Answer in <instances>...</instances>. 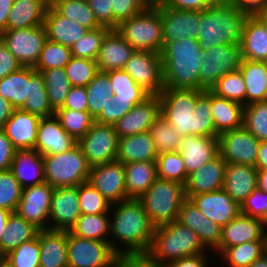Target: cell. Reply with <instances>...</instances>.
<instances>
[{
    "instance_id": "68",
    "label": "cell",
    "mask_w": 267,
    "mask_h": 267,
    "mask_svg": "<svg viewBox=\"0 0 267 267\" xmlns=\"http://www.w3.org/2000/svg\"><path fill=\"white\" fill-rule=\"evenodd\" d=\"M235 3L242 12L249 15H256L258 13L267 11V0H229Z\"/></svg>"
},
{
    "instance_id": "65",
    "label": "cell",
    "mask_w": 267,
    "mask_h": 267,
    "mask_svg": "<svg viewBox=\"0 0 267 267\" xmlns=\"http://www.w3.org/2000/svg\"><path fill=\"white\" fill-rule=\"evenodd\" d=\"M219 0H164L163 3L176 10L202 11L216 4Z\"/></svg>"
},
{
    "instance_id": "36",
    "label": "cell",
    "mask_w": 267,
    "mask_h": 267,
    "mask_svg": "<svg viewBox=\"0 0 267 267\" xmlns=\"http://www.w3.org/2000/svg\"><path fill=\"white\" fill-rule=\"evenodd\" d=\"M210 107L215 131L220 134L243 126L244 106L210 91Z\"/></svg>"
},
{
    "instance_id": "47",
    "label": "cell",
    "mask_w": 267,
    "mask_h": 267,
    "mask_svg": "<svg viewBox=\"0 0 267 267\" xmlns=\"http://www.w3.org/2000/svg\"><path fill=\"white\" fill-rule=\"evenodd\" d=\"M156 163L158 178L186 185L189 175L179 151L158 154Z\"/></svg>"
},
{
    "instance_id": "52",
    "label": "cell",
    "mask_w": 267,
    "mask_h": 267,
    "mask_svg": "<svg viewBox=\"0 0 267 267\" xmlns=\"http://www.w3.org/2000/svg\"><path fill=\"white\" fill-rule=\"evenodd\" d=\"M243 126L259 141H267V101L244 106Z\"/></svg>"
},
{
    "instance_id": "34",
    "label": "cell",
    "mask_w": 267,
    "mask_h": 267,
    "mask_svg": "<svg viewBox=\"0 0 267 267\" xmlns=\"http://www.w3.org/2000/svg\"><path fill=\"white\" fill-rule=\"evenodd\" d=\"M156 151L149 131L118 138L116 161L123 164L138 161H156Z\"/></svg>"
},
{
    "instance_id": "63",
    "label": "cell",
    "mask_w": 267,
    "mask_h": 267,
    "mask_svg": "<svg viewBox=\"0 0 267 267\" xmlns=\"http://www.w3.org/2000/svg\"><path fill=\"white\" fill-rule=\"evenodd\" d=\"M59 109H73L88 112V96L85 87L72 86L64 105Z\"/></svg>"
},
{
    "instance_id": "19",
    "label": "cell",
    "mask_w": 267,
    "mask_h": 267,
    "mask_svg": "<svg viewBox=\"0 0 267 267\" xmlns=\"http://www.w3.org/2000/svg\"><path fill=\"white\" fill-rule=\"evenodd\" d=\"M111 204L128 200L124 164L113 161L91 167L88 180Z\"/></svg>"
},
{
    "instance_id": "13",
    "label": "cell",
    "mask_w": 267,
    "mask_h": 267,
    "mask_svg": "<svg viewBox=\"0 0 267 267\" xmlns=\"http://www.w3.org/2000/svg\"><path fill=\"white\" fill-rule=\"evenodd\" d=\"M77 144L90 167L116 161L118 135L113 125L94 122Z\"/></svg>"
},
{
    "instance_id": "22",
    "label": "cell",
    "mask_w": 267,
    "mask_h": 267,
    "mask_svg": "<svg viewBox=\"0 0 267 267\" xmlns=\"http://www.w3.org/2000/svg\"><path fill=\"white\" fill-rule=\"evenodd\" d=\"M190 199L205 217L221 227L241 213V206L224 189L196 194Z\"/></svg>"
},
{
    "instance_id": "17",
    "label": "cell",
    "mask_w": 267,
    "mask_h": 267,
    "mask_svg": "<svg viewBox=\"0 0 267 267\" xmlns=\"http://www.w3.org/2000/svg\"><path fill=\"white\" fill-rule=\"evenodd\" d=\"M160 17L162 20V49L170 42L183 38L198 40L201 11L176 10L160 2Z\"/></svg>"
},
{
    "instance_id": "29",
    "label": "cell",
    "mask_w": 267,
    "mask_h": 267,
    "mask_svg": "<svg viewBox=\"0 0 267 267\" xmlns=\"http://www.w3.org/2000/svg\"><path fill=\"white\" fill-rule=\"evenodd\" d=\"M223 189L240 206L257 189L256 167L243 164H227Z\"/></svg>"
},
{
    "instance_id": "9",
    "label": "cell",
    "mask_w": 267,
    "mask_h": 267,
    "mask_svg": "<svg viewBox=\"0 0 267 267\" xmlns=\"http://www.w3.org/2000/svg\"><path fill=\"white\" fill-rule=\"evenodd\" d=\"M204 93L200 89H164L159 94L161 116L182 137L195 136V113L197 99Z\"/></svg>"
},
{
    "instance_id": "44",
    "label": "cell",
    "mask_w": 267,
    "mask_h": 267,
    "mask_svg": "<svg viewBox=\"0 0 267 267\" xmlns=\"http://www.w3.org/2000/svg\"><path fill=\"white\" fill-rule=\"evenodd\" d=\"M88 96V112L95 118L109 103H112L113 88L107 72L98 71L85 87Z\"/></svg>"
},
{
    "instance_id": "60",
    "label": "cell",
    "mask_w": 267,
    "mask_h": 267,
    "mask_svg": "<svg viewBox=\"0 0 267 267\" xmlns=\"http://www.w3.org/2000/svg\"><path fill=\"white\" fill-rule=\"evenodd\" d=\"M241 213L263 219L267 226V193L254 190L241 205Z\"/></svg>"
},
{
    "instance_id": "61",
    "label": "cell",
    "mask_w": 267,
    "mask_h": 267,
    "mask_svg": "<svg viewBox=\"0 0 267 267\" xmlns=\"http://www.w3.org/2000/svg\"><path fill=\"white\" fill-rule=\"evenodd\" d=\"M115 267H166L154 260L148 253L120 254Z\"/></svg>"
},
{
    "instance_id": "27",
    "label": "cell",
    "mask_w": 267,
    "mask_h": 267,
    "mask_svg": "<svg viewBox=\"0 0 267 267\" xmlns=\"http://www.w3.org/2000/svg\"><path fill=\"white\" fill-rule=\"evenodd\" d=\"M40 117L15 109L2 130L17 150L34 149Z\"/></svg>"
},
{
    "instance_id": "64",
    "label": "cell",
    "mask_w": 267,
    "mask_h": 267,
    "mask_svg": "<svg viewBox=\"0 0 267 267\" xmlns=\"http://www.w3.org/2000/svg\"><path fill=\"white\" fill-rule=\"evenodd\" d=\"M20 67L22 66L7 49L3 37L0 35V79L17 71Z\"/></svg>"
},
{
    "instance_id": "46",
    "label": "cell",
    "mask_w": 267,
    "mask_h": 267,
    "mask_svg": "<svg viewBox=\"0 0 267 267\" xmlns=\"http://www.w3.org/2000/svg\"><path fill=\"white\" fill-rule=\"evenodd\" d=\"M41 73L44 79L47 96L51 107L56 111L64 105L66 97L72 87L65 69L36 70Z\"/></svg>"
},
{
    "instance_id": "75",
    "label": "cell",
    "mask_w": 267,
    "mask_h": 267,
    "mask_svg": "<svg viewBox=\"0 0 267 267\" xmlns=\"http://www.w3.org/2000/svg\"><path fill=\"white\" fill-rule=\"evenodd\" d=\"M256 16L265 24L267 28V11L256 14Z\"/></svg>"
},
{
    "instance_id": "15",
    "label": "cell",
    "mask_w": 267,
    "mask_h": 267,
    "mask_svg": "<svg viewBox=\"0 0 267 267\" xmlns=\"http://www.w3.org/2000/svg\"><path fill=\"white\" fill-rule=\"evenodd\" d=\"M260 141L244 126L218 135L219 154L227 164L255 167Z\"/></svg>"
},
{
    "instance_id": "24",
    "label": "cell",
    "mask_w": 267,
    "mask_h": 267,
    "mask_svg": "<svg viewBox=\"0 0 267 267\" xmlns=\"http://www.w3.org/2000/svg\"><path fill=\"white\" fill-rule=\"evenodd\" d=\"M76 144L77 141L64 130L55 115L40 118L34 148L39 154L49 156L63 153Z\"/></svg>"
},
{
    "instance_id": "30",
    "label": "cell",
    "mask_w": 267,
    "mask_h": 267,
    "mask_svg": "<svg viewBox=\"0 0 267 267\" xmlns=\"http://www.w3.org/2000/svg\"><path fill=\"white\" fill-rule=\"evenodd\" d=\"M240 46L243 60L267 62V28L256 15L246 19Z\"/></svg>"
},
{
    "instance_id": "41",
    "label": "cell",
    "mask_w": 267,
    "mask_h": 267,
    "mask_svg": "<svg viewBox=\"0 0 267 267\" xmlns=\"http://www.w3.org/2000/svg\"><path fill=\"white\" fill-rule=\"evenodd\" d=\"M109 226V213L81 214L69 232L77 237L101 240L109 243Z\"/></svg>"
},
{
    "instance_id": "51",
    "label": "cell",
    "mask_w": 267,
    "mask_h": 267,
    "mask_svg": "<svg viewBox=\"0 0 267 267\" xmlns=\"http://www.w3.org/2000/svg\"><path fill=\"white\" fill-rule=\"evenodd\" d=\"M71 57L70 47L47 39L34 68L35 70L64 68L69 63Z\"/></svg>"
},
{
    "instance_id": "71",
    "label": "cell",
    "mask_w": 267,
    "mask_h": 267,
    "mask_svg": "<svg viewBox=\"0 0 267 267\" xmlns=\"http://www.w3.org/2000/svg\"><path fill=\"white\" fill-rule=\"evenodd\" d=\"M255 167L256 169H267V141H260Z\"/></svg>"
},
{
    "instance_id": "2",
    "label": "cell",
    "mask_w": 267,
    "mask_h": 267,
    "mask_svg": "<svg viewBox=\"0 0 267 267\" xmlns=\"http://www.w3.org/2000/svg\"><path fill=\"white\" fill-rule=\"evenodd\" d=\"M165 89H200V67L206 56L198 40L168 43L160 53Z\"/></svg>"
},
{
    "instance_id": "54",
    "label": "cell",
    "mask_w": 267,
    "mask_h": 267,
    "mask_svg": "<svg viewBox=\"0 0 267 267\" xmlns=\"http://www.w3.org/2000/svg\"><path fill=\"white\" fill-rule=\"evenodd\" d=\"M81 214L109 213L111 203L87 181L78 185Z\"/></svg>"
},
{
    "instance_id": "6",
    "label": "cell",
    "mask_w": 267,
    "mask_h": 267,
    "mask_svg": "<svg viewBox=\"0 0 267 267\" xmlns=\"http://www.w3.org/2000/svg\"><path fill=\"white\" fill-rule=\"evenodd\" d=\"M135 50L162 52L160 3L149 5L143 12L122 21L115 29Z\"/></svg>"
},
{
    "instance_id": "8",
    "label": "cell",
    "mask_w": 267,
    "mask_h": 267,
    "mask_svg": "<svg viewBox=\"0 0 267 267\" xmlns=\"http://www.w3.org/2000/svg\"><path fill=\"white\" fill-rule=\"evenodd\" d=\"M107 73L114 96L112 103L102 108L94 120L98 123L113 125L150 95L125 70H110Z\"/></svg>"
},
{
    "instance_id": "28",
    "label": "cell",
    "mask_w": 267,
    "mask_h": 267,
    "mask_svg": "<svg viewBox=\"0 0 267 267\" xmlns=\"http://www.w3.org/2000/svg\"><path fill=\"white\" fill-rule=\"evenodd\" d=\"M135 49L115 30L104 37L96 59L98 71L123 69Z\"/></svg>"
},
{
    "instance_id": "26",
    "label": "cell",
    "mask_w": 267,
    "mask_h": 267,
    "mask_svg": "<svg viewBox=\"0 0 267 267\" xmlns=\"http://www.w3.org/2000/svg\"><path fill=\"white\" fill-rule=\"evenodd\" d=\"M179 153L189 175L219 154L218 136H184Z\"/></svg>"
},
{
    "instance_id": "18",
    "label": "cell",
    "mask_w": 267,
    "mask_h": 267,
    "mask_svg": "<svg viewBox=\"0 0 267 267\" xmlns=\"http://www.w3.org/2000/svg\"><path fill=\"white\" fill-rule=\"evenodd\" d=\"M257 240H267L265 221L240 213L222 227L221 241L213 252L219 256L228 247Z\"/></svg>"
},
{
    "instance_id": "56",
    "label": "cell",
    "mask_w": 267,
    "mask_h": 267,
    "mask_svg": "<svg viewBox=\"0 0 267 267\" xmlns=\"http://www.w3.org/2000/svg\"><path fill=\"white\" fill-rule=\"evenodd\" d=\"M67 78L72 86L86 87L98 72L95 60L72 56L64 67Z\"/></svg>"
},
{
    "instance_id": "35",
    "label": "cell",
    "mask_w": 267,
    "mask_h": 267,
    "mask_svg": "<svg viewBox=\"0 0 267 267\" xmlns=\"http://www.w3.org/2000/svg\"><path fill=\"white\" fill-rule=\"evenodd\" d=\"M48 6L46 0H14L9 12L7 30L43 25Z\"/></svg>"
},
{
    "instance_id": "73",
    "label": "cell",
    "mask_w": 267,
    "mask_h": 267,
    "mask_svg": "<svg viewBox=\"0 0 267 267\" xmlns=\"http://www.w3.org/2000/svg\"><path fill=\"white\" fill-rule=\"evenodd\" d=\"M12 212L8 211L7 209L0 207V241L2 239V235L5 232V228L8 222V218Z\"/></svg>"
},
{
    "instance_id": "76",
    "label": "cell",
    "mask_w": 267,
    "mask_h": 267,
    "mask_svg": "<svg viewBox=\"0 0 267 267\" xmlns=\"http://www.w3.org/2000/svg\"><path fill=\"white\" fill-rule=\"evenodd\" d=\"M4 263V255L2 254L0 250V265Z\"/></svg>"
},
{
    "instance_id": "21",
    "label": "cell",
    "mask_w": 267,
    "mask_h": 267,
    "mask_svg": "<svg viewBox=\"0 0 267 267\" xmlns=\"http://www.w3.org/2000/svg\"><path fill=\"white\" fill-rule=\"evenodd\" d=\"M161 115V102L158 96H149L113 124L118 138L149 131Z\"/></svg>"
},
{
    "instance_id": "58",
    "label": "cell",
    "mask_w": 267,
    "mask_h": 267,
    "mask_svg": "<svg viewBox=\"0 0 267 267\" xmlns=\"http://www.w3.org/2000/svg\"><path fill=\"white\" fill-rule=\"evenodd\" d=\"M195 113V136H218L215 131L214 120L210 107V90H204V93L197 99L194 109Z\"/></svg>"
},
{
    "instance_id": "45",
    "label": "cell",
    "mask_w": 267,
    "mask_h": 267,
    "mask_svg": "<svg viewBox=\"0 0 267 267\" xmlns=\"http://www.w3.org/2000/svg\"><path fill=\"white\" fill-rule=\"evenodd\" d=\"M50 5L60 15L67 17L88 30L101 27L90 9L87 0H54Z\"/></svg>"
},
{
    "instance_id": "77",
    "label": "cell",
    "mask_w": 267,
    "mask_h": 267,
    "mask_svg": "<svg viewBox=\"0 0 267 267\" xmlns=\"http://www.w3.org/2000/svg\"><path fill=\"white\" fill-rule=\"evenodd\" d=\"M150 5H155V0H146Z\"/></svg>"
},
{
    "instance_id": "38",
    "label": "cell",
    "mask_w": 267,
    "mask_h": 267,
    "mask_svg": "<svg viewBox=\"0 0 267 267\" xmlns=\"http://www.w3.org/2000/svg\"><path fill=\"white\" fill-rule=\"evenodd\" d=\"M31 91V67L22 66L0 79V96L10 101L15 109H20Z\"/></svg>"
},
{
    "instance_id": "74",
    "label": "cell",
    "mask_w": 267,
    "mask_h": 267,
    "mask_svg": "<svg viewBox=\"0 0 267 267\" xmlns=\"http://www.w3.org/2000/svg\"><path fill=\"white\" fill-rule=\"evenodd\" d=\"M249 267H267V252L256 259Z\"/></svg>"
},
{
    "instance_id": "59",
    "label": "cell",
    "mask_w": 267,
    "mask_h": 267,
    "mask_svg": "<svg viewBox=\"0 0 267 267\" xmlns=\"http://www.w3.org/2000/svg\"><path fill=\"white\" fill-rule=\"evenodd\" d=\"M150 4L146 0H111L113 8V29L132 16L143 12Z\"/></svg>"
},
{
    "instance_id": "5",
    "label": "cell",
    "mask_w": 267,
    "mask_h": 267,
    "mask_svg": "<svg viewBox=\"0 0 267 267\" xmlns=\"http://www.w3.org/2000/svg\"><path fill=\"white\" fill-rule=\"evenodd\" d=\"M185 199L184 185L157 178L138 200L142 203L150 222L157 227L177 220Z\"/></svg>"
},
{
    "instance_id": "62",
    "label": "cell",
    "mask_w": 267,
    "mask_h": 267,
    "mask_svg": "<svg viewBox=\"0 0 267 267\" xmlns=\"http://www.w3.org/2000/svg\"><path fill=\"white\" fill-rule=\"evenodd\" d=\"M97 22L101 26L113 29V8L111 0H87Z\"/></svg>"
},
{
    "instance_id": "67",
    "label": "cell",
    "mask_w": 267,
    "mask_h": 267,
    "mask_svg": "<svg viewBox=\"0 0 267 267\" xmlns=\"http://www.w3.org/2000/svg\"><path fill=\"white\" fill-rule=\"evenodd\" d=\"M209 252L211 251L204 254L179 258L169 263L166 267H209Z\"/></svg>"
},
{
    "instance_id": "40",
    "label": "cell",
    "mask_w": 267,
    "mask_h": 267,
    "mask_svg": "<svg viewBox=\"0 0 267 267\" xmlns=\"http://www.w3.org/2000/svg\"><path fill=\"white\" fill-rule=\"evenodd\" d=\"M38 229L16 212L11 213L0 241V250L5 256L9 252L18 248L23 242L33 239L37 235Z\"/></svg>"
},
{
    "instance_id": "66",
    "label": "cell",
    "mask_w": 267,
    "mask_h": 267,
    "mask_svg": "<svg viewBox=\"0 0 267 267\" xmlns=\"http://www.w3.org/2000/svg\"><path fill=\"white\" fill-rule=\"evenodd\" d=\"M16 150L17 149L12 145L5 132L0 129V171L9 170L11 168Z\"/></svg>"
},
{
    "instance_id": "14",
    "label": "cell",
    "mask_w": 267,
    "mask_h": 267,
    "mask_svg": "<svg viewBox=\"0 0 267 267\" xmlns=\"http://www.w3.org/2000/svg\"><path fill=\"white\" fill-rule=\"evenodd\" d=\"M0 35L10 53L21 66L34 67L47 40L44 25L25 29L5 30Z\"/></svg>"
},
{
    "instance_id": "7",
    "label": "cell",
    "mask_w": 267,
    "mask_h": 267,
    "mask_svg": "<svg viewBox=\"0 0 267 267\" xmlns=\"http://www.w3.org/2000/svg\"><path fill=\"white\" fill-rule=\"evenodd\" d=\"M45 181L54 188L74 187L89 180L91 167L76 144L63 153L43 156Z\"/></svg>"
},
{
    "instance_id": "23",
    "label": "cell",
    "mask_w": 267,
    "mask_h": 267,
    "mask_svg": "<svg viewBox=\"0 0 267 267\" xmlns=\"http://www.w3.org/2000/svg\"><path fill=\"white\" fill-rule=\"evenodd\" d=\"M177 221L192 229L208 251L219 246L222 227L205 217L191 199L183 201Z\"/></svg>"
},
{
    "instance_id": "1",
    "label": "cell",
    "mask_w": 267,
    "mask_h": 267,
    "mask_svg": "<svg viewBox=\"0 0 267 267\" xmlns=\"http://www.w3.org/2000/svg\"><path fill=\"white\" fill-rule=\"evenodd\" d=\"M109 216V243L117 255L148 252L155 226L138 199L111 204Z\"/></svg>"
},
{
    "instance_id": "49",
    "label": "cell",
    "mask_w": 267,
    "mask_h": 267,
    "mask_svg": "<svg viewBox=\"0 0 267 267\" xmlns=\"http://www.w3.org/2000/svg\"><path fill=\"white\" fill-rule=\"evenodd\" d=\"M210 91L219 97L246 105V85L240 70L227 73Z\"/></svg>"
},
{
    "instance_id": "20",
    "label": "cell",
    "mask_w": 267,
    "mask_h": 267,
    "mask_svg": "<svg viewBox=\"0 0 267 267\" xmlns=\"http://www.w3.org/2000/svg\"><path fill=\"white\" fill-rule=\"evenodd\" d=\"M81 215L78 186L54 188L49 213V229L70 231Z\"/></svg>"
},
{
    "instance_id": "78",
    "label": "cell",
    "mask_w": 267,
    "mask_h": 267,
    "mask_svg": "<svg viewBox=\"0 0 267 267\" xmlns=\"http://www.w3.org/2000/svg\"><path fill=\"white\" fill-rule=\"evenodd\" d=\"M0 267H9L5 262L0 265Z\"/></svg>"
},
{
    "instance_id": "43",
    "label": "cell",
    "mask_w": 267,
    "mask_h": 267,
    "mask_svg": "<svg viewBox=\"0 0 267 267\" xmlns=\"http://www.w3.org/2000/svg\"><path fill=\"white\" fill-rule=\"evenodd\" d=\"M20 109L35 114L40 118L55 115V110L51 107L47 96L43 76L34 67H31L30 97L25 100L24 105Z\"/></svg>"
},
{
    "instance_id": "16",
    "label": "cell",
    "mask_w": 267,
    "mask_h": 267,
    "mask_svg": "<svg viewBox=\"0 0 267 267\" xmlns=\"http://www.w3.org/2000/svg\"><path fill=\"white\" fill-rule=\"evenodd\" d=\"M54 187L46 181L22 191L16 213L38 230L49 229V213Z\"/></svg>"
},
{
    "instance_id": "11",
    "label": "cell",
    "mask_w": 267,
    "mask_h": 267,
    "mask_svg": "<svg viewBox=\"0 0 267 267\" xmlns=\"http://www.w3.org/2000/svg\"><path fill=\"white\" fill-rule=\"evenodd\" d=\"M200 67V90H211L216 82L229 72L240 70V44L218 45L205 51Z\"/></svg>"
},
{
    "instance_id": "32",
    "label": "cell",
    "mask_w": 267,
    "mask_h": 267,
    "mask_svg": "<svg viewBox=\"0 0 267 267\" xmlns=\"http://www.w3.org/2000/svg\"><path fill=\"white\" fill-rule=\"evenodd\" d=\"M10 170L23 189L45 182L43 156L35 149L16 150Z\"/></svg>"
},
{
    "instance_id": "50",
    "label": "cell",
    "mask_w": 267,
    "mask_h": 267,
    "mask_svg": "<svg viewBox=\"0 0 267 267\" xmlns=\"http://www.w3.org/2000/svg\"><path fill=\"white\" fill-rule=\"evenodd\" d=\"M158 154L179 151L182 136L160 115L149 129Z\"/></svg>"
},
{
    "instance_id": "53",
    "label": "cell",
    "mask_w": 267,
    "mask_h": 267,
    "mask_svg": "<svg viewBox=\"0 0 267 267\" xmlns=\"http://www.w3.org/2000/svg\"><path fill=\"white\" fill-rule=\"evenodd\" d=\"M9 267H40V246L37 235L4 256Z\"/></svg>"
},
{
    "instance_id": "55",
    "label": "cell",
    "mask_w": 267,
    "mask_h": 267,
    "mask_svg": "<svg viewBox=\"0 0 267 267\" xmlns=\"http://www.w3.org/2000/svg\"><path fill=\"white\" fill-rule=\"evenodd\" d=\"M110 30L105 26L89 30L79 41L72 45V56L96 61L102 41Z\"/></svg>"
},
{
    "instance_id": "39",
    "label": "cell",
    "mask_w": 267,
    "mask_h": 267,
    "mask_svg": "<svg viewBox=\"0 0 267 267\" xmlns=\"http://www.w3.org/2000/svg\"><path fill=\"white\" fill-rule=\"evenodd\" d=\"M240 71L246 85V105L267 101V62L242 60Z\"/></svg>"
},
{
    "instance_id": "72",
    "label": "cell",
    "mask_w": 267,
    "mask_h": 267,
    "mask_svg": "<svg viewBox=\"0 0 267 267\" xmlns=\"http://www.w3.org/2000/svg\"><path fill=\"white\" fill-rule=\"evenodd\" d=\"M257 189L267 193V169H257Z\"/></svg>"
},
{
    "instance_id": "31",
    "label": "cell",
    "mask_w": 267,
    "mask_h": 267,
    "mask_svg": "<svg viewBox=\"0 0 267 267\" xmlns=\"http://www.w3.org/2000/svg\"><path fill=\"white\" fill-rule=\"evenodd\" d=\"M43 25L48 40L70 48L89 31L80 24L60 15L50 4Z\"/></svg>"
},
{
    "instance_id": "42",
    "label": "cell",
    "mask_w": 267,
    "mask_h": 267,
    "mask_svg": "<svg viewBox=\"0 0 267 267\" xmlns=\"http://www.w3.org/2000/svg\"><path fill=\"white\" fill-rule=\"evenodd\" d=\"M267 252V240H257L226 248L219 256L227 267H249Z\"/></svg>"
},
{
    "instance_id": "57",
    "label": "cell",
    "mask_w": 267,
    "mask_h": 267,
    "mask_svg": "<svg viewBox=\"0 0 267 267\" xmlns=\"http://www.w3.org/2000/svg\"><path fill=\"white\" fill-rule=\"evenodd\" d=\"M23 188L12 171H0V207L14 213L17 210Z\"/></svg>"
},
{
    "instance_id": "4",
    "label": "cell",
    "mask_w": 267,
    "mask_h": 267,
    "mask_svg": "<svg viewBox=\"0 0 267 267\" xmlns=\"http://www.w3.org/2000/svg\"><path fill=\"white\" fill-rule=\"evenodd\" d=\"M197 234L177 220L155 227L148 254L167 266L182 257L207 253Z\"/></svg>"
},
{
    "instance_id": "37",
    "label": "cell",
    "mask_w": 267,
    "mask_h": 267,
    "mask_svg": "<svg viewBox=\"0 0 267 267\" xmlns=\"http://www.w3.org/2000/svg\"><path fill=\"white\" fill-rule=\"evenodd\" d=\"M124 170L129 199H139L158 178L156 161L126 163Z\"/></svg>"
},
{
    "instance_id": "33",
    "label": "cell",
    "mask_w": 267,
    "mask_h": 267,
    "mask_svg": "<svg viewBox=\"0 0 267 267\" xmlns=\"http://www.w3.org/2000/svg\"><path fill=\"white\" fill-rule=\"evenodd\" d=\"M40 267H68L67 231L38 230Z\"/></svg>"
},
{
    "instance_id": "25",
    "label": "cell",
    "mask_w": 267,
    "mask_h": 267,
    "mask_svg": "<svg viewBox=\"0 0 267 267\" xmlns=\"http://www.w3.org/2000/svg\"><path fill=\"white\" fill-rule=\"evenodd\" d=\"M226 165L227 162L218 154L199 170L189 174L185 185L186 198L223 189Z\"/></svg>"
},
{
    "instance_id": "80",
    "label": "cell",
    "mask_w": 267,
    "mask_h": 267,
    "mask_svg": "<svg viewBox=\"0 0 267 267\" xmlns=\"http://www.w3.org/2000/svg\"><path fill=\"white\" fill-rule=\"evenodd\" d=\"M49 4H51L54 0H46Z\"/></svg>"
},
{
    "instance_id": "79",
    "label": "cell",
    "mask_w": 267,
    "mask_h": 267,
    "mask_svg": "<svg viewBox=\"0 0 267 267\" xmlns=\"http://www.w3.org/2000/svg\"><path fill=\"white\" fill-rule=\"evenodd\" d=\"M164 0H155V4L163 2Z\"/></svg>"
},
{
    "instance_id": "3",
    "label": "cell",
    "mask_w": 267,
    "mask_h": 267,
    "mask_svg": "<svg viewBox=\"0 0 267 267\" xmlns=\"http://www.w3.org/2000/svg\"><path fill=\"white\" fill-rule=\"evenodd\" d=\"M249 14L229 0H219L201 11L198 42L203 51L218 45L240 44Z\"/></svg>"
},
{
    "instance_id": "12",
    "label": "cell",
    "mask_w": 267,
    "mask_h": 267,
    "mask_svg": "<svg viewBox=\"0 0 267 267\" xmlns=\"http://www.w3.org/2000/svg\"><path fill=\"white\" fill-rule=\"evenodd\" d=\"M123 70L150 96H159L165 89L160 53L135 50Z\"/></svg>"
},
{
    "instance_id": "70",
    "label": "cell",
    "mask_w": 267,
    "mask_h": 267,
    "mask_svg": "<svg viewBox=\"0 0 267 267\" xmlns=\"http://www.w3.org/2000/svg\"><path fill=\"white\" fill-rule=\"evenodd\" d=\"M14 110L15 108L10 101L0 96V129L4 127Z\"/></svg>"
},
{
    "instance_id": "69",
    "label": "cell",
    "mask_w": 267,
    "mask_h": 267,
    "mask_svg": "<svg viewBox=\"0 0 267 267\" xmlns=\"http://www.w3.org/2000/svg\"><path fill=\"white\" fill-rule=\"evenodd\" d=\"M14 0H0V33L7 30L9 12Z\"/></svg>"
},
{
    "instance_id": "48",
    "label": "cell",
    "mask_w": 267,
    "mask_h": 267,
    "mask_svg": "<svg viewBox=\"0 0 267 267\" xmlns=\"http://www.w3.org/2000/svg\"><path fill=\"white\" fill-rule=\"evenodd\" d=\"M55 116L59 119L64 130L76 141L82 138L95 122L89 112L73 109H57Z\"/></svg>"
},
{
    "instance_id": "10",
    "label": "cell",
    "mask_w": 267,
    "mask_h": 267,
    "mask_svg": "<svg viewBox=\"0 0 267 267\" xmlns=\"http://www.w3.org/2000/svg\"><path fill=\"white\" fill-rule=\"evenodd\" d=\"M68 267H115L117 254L110 243L81 238L67 231Z\"/></svg>"
}]
</instances>
